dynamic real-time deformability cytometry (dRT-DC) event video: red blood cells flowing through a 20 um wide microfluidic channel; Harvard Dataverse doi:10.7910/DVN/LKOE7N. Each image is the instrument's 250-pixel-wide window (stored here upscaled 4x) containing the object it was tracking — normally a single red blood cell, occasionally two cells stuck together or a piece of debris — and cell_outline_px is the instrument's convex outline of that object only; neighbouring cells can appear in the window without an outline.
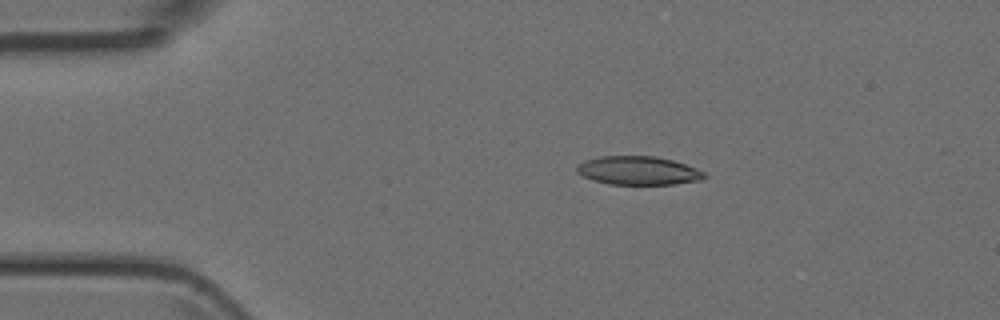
{"species": "Egyptian fruit bat (a non-hibernating species)", "species_latin": "Rousettus aegyptiacus", "temperature_condition": "room temperature", "stored_images_in_passage": 6, "camera_frame_rate_fps": 3000, "um_per_image_px": 0.085, "animal": {"sex": "female"}, "frame": {"image": 1, "passage_image": 3, "time_ms": 3.0, "image_size_px": [1000, 320], "cell_outline_px": [[708, 176], [700, 180], [676, 184], [608, 184], [592, 180], [584, 176], [576, 168], [584, 160], [600, 156], [656, 156], [672, 160], [696, 168], [704, 172]], "centroid_in_image_um": [54.28, 14.5], "position_along_channel_um": 30.7, "area_um2": 21.1}}
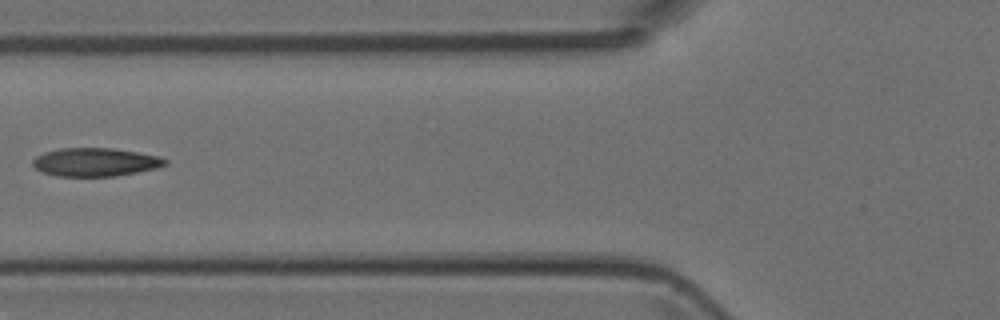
{"frame": {"image": 2, "passage_image": 6, "time_ms": 6.333, "image_size_px": [1000, 320], "cell_outline_px": [[168, 164], [156, 168], [116, 176], [56, 176], [40, 172], [32, 164], [32, 160], [36, 156], [44, 152], [60, 148], [112, 148], [160, 156], [168, 160]], "centroid_in_image_um": [8.08, 13.78], "position_along_channel_um": 117.7, "area_um2": 21.96}}